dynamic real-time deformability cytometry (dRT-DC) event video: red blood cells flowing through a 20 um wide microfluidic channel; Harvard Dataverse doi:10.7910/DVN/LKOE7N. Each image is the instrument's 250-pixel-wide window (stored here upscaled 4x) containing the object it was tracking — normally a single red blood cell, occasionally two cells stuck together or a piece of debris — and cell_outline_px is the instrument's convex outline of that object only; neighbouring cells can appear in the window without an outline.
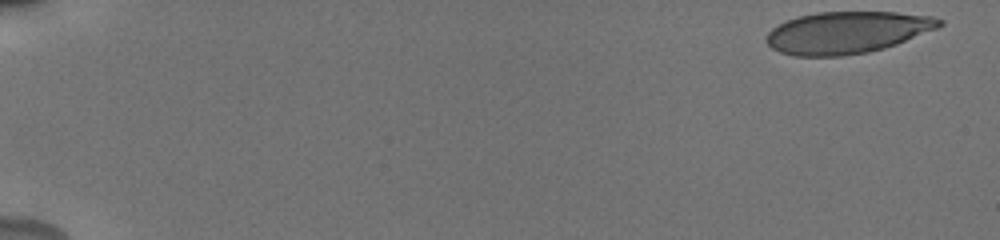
{"species": "human", "species_latin": "Homo sapiens", "temperature_condition": "cold", "stored_images_in_passage": 53, "camera_frame_rate_fps": 3000, "um_per_image_px": 0.085, "donor": {"sex": "male"}, "frame": {"image": 1, "passage_image": 1, "time_ms": 0.0, "image_size_px": [1000, 240], "cell_outline_px": [[944, 24], [936, 28], [896, 44], [884, 48], [868, 52], [840, 56], [792, 56], [780, 52], [772, 48], [764, 40], [768, 32], [772, 28], [788, 20], [800, 16], [816, 12], [896, 12], [932, 16], [944, 20]], "centroid_in_image_um": [71.99, 2.76], "position_along_channel_um": 13.0, "area_um2": 42.14}}
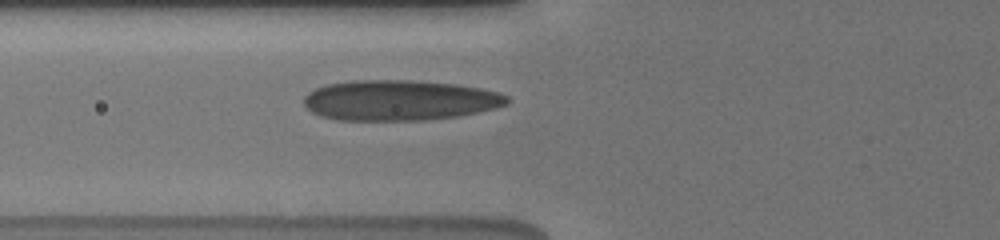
{"frame": {"image": 2, "passage_image": 21, "time_ms": 6.667, "image_size_px": [1000, 240], "cell_outline_px": [[512, 100], [508, 104], [496, 108], [460, 116], [424, 120], [336, 120], [320, 116], [312, 112], [304, 104], [304, 96], [308, 92], [316, 88], [328, 84], [352, 80], [408, 80], [456, 84], [480, 88], [500, 92], [508, 96]], "centroid_in_image_um": [33.99, 8.52], "position_along_channel_um": 91.8, "area_um2": 48.15}}
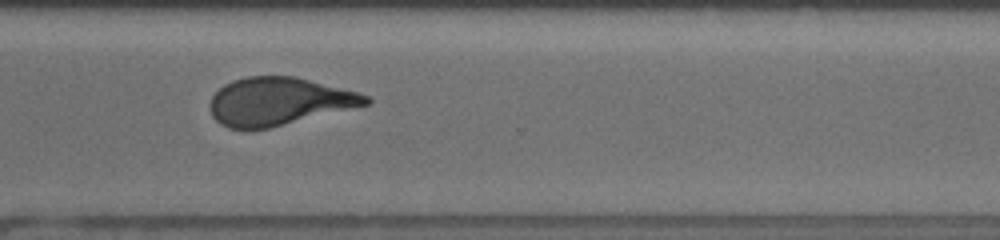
{"frame": {"image": 3, "passage_image": 41, "time_ms": 13.333, "image_size_px": [1000, 240], "cell_outline_px": [[372, 100], [368, 104], [268, 128], [228, 128], [220, 124], [212, 116], [208, 108], [208, 104], [212, 96], [224, 84], [232, 80], [248, 76], [296, 76], [356, 92], [368, 96]], "centroid_in_image_um": [23.64, 8.6], "position_along_channel_um": 347.0, "area_um2": 43.0}, "authors_computed_cell_mechanics": {"area_um2": 44.506, "velocity_mm_per_s": 3.824, "shape_relaxation_time_tau1_ms": 10.2044, "shape_relaxation_time_tau2_ms": 1.0905, "deformation_change_tau1": 0.2632, "deformation_change_tau2": 0.0792}}